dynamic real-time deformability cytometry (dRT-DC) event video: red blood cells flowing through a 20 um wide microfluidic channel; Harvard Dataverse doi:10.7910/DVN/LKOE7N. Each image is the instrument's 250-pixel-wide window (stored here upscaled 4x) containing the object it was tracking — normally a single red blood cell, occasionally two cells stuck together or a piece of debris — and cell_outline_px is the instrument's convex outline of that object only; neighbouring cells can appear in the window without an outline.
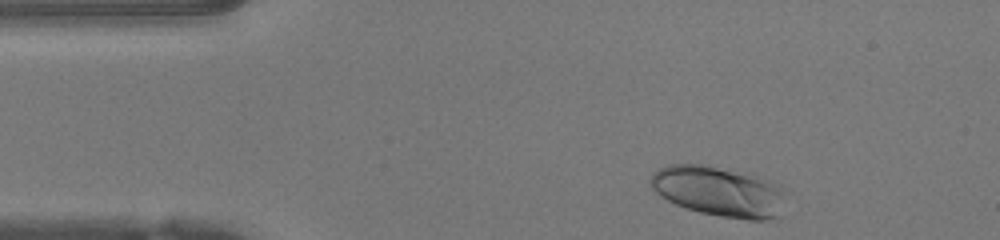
{"species": "human", "species_latin": "Homo sapiens", "temperature_condition": "warm", "stored_images_in_passage": 34, "camera_frame_rate_fps": 3000, "um_per_image_px": 0.085, "donor": {"sex": "female"}, "frame": {"image": 1, "passage_image": 2, "time_ms": 0.333, "image_size_px": [1000, 240], "cell_outline_px": [[780, 196], [776, 216], [764, 220], [748, 220], [720, 216], [700, 212], [676, 204], [660, 196], [652, 188], [648, 180], [652, 172], [668, 164], [708, 164], [756, 176], [780, 184]], "centroid_in_image_um": [60.97, 16.23], "position_along_channel_um": 24.0, "area_um2": 38.84}}
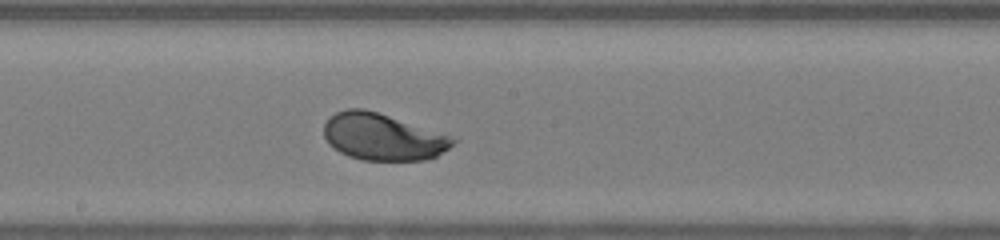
{"frame": {"image": 2, "passage_image": 20, "time_ms": 6.333, "image_size_px": [1000, 240], "cell_outline_px": [[460, 140], [436, 156], [424, 160], [360, 160], [348, 156], [332, 148], [328, 144], [324, 136], [324, 124], [336, 112], [348, 108], [364, 108]], "centroid_in_image_um": [32.47, 11.65], "position_along_channel_um": 215.7, "area_um2": 34.62}}
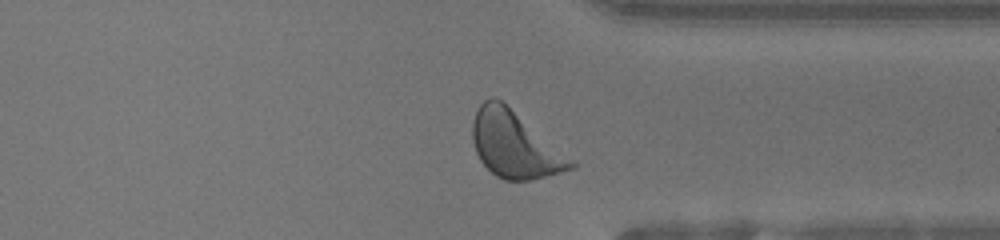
{"frame": {"image": 3, "passage_image": 31, "time_ms": 10.0, "image_size_px": [1000, 240], "cell_outline_px": [[576, 168], [528, 180], [504, 180], [496, 176], [480, 160], [476, 152], [472, 140], [472, 124], [476, 112], [480, 104], [484, 100], [492, 96], [496, 96], [576, 160]], "centroid_in_image_um": [43.76, 12.28], "position_along_channel_um": 367.6, "area_um2": 38.09}, "authors_computed_cell_mechanics": {"area_um2": 35.547, "velocity_mm_per_s": 4.2245, "shape_relaxation_time_tau1_ms": 2.0652, "shape_relaxation_time_tau2_ms": null, "deformation_change_tau1": 0.1418, "deformation_change_tau2": null}}